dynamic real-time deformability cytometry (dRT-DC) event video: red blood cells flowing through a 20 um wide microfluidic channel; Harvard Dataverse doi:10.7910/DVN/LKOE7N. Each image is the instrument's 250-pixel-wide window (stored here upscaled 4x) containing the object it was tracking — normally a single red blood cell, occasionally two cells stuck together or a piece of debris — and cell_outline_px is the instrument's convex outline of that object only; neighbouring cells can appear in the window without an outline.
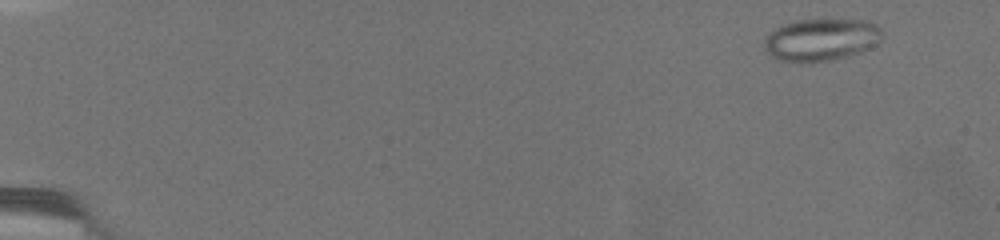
{"species": "common noctule bat (a hibernating species)", "species_latin": "Nyctalus noctula", "temperature_condition": "warm", "stored_images_in_passage": 40, "camera_frame_rate_fps": 3000, "um_per_image_px": 0.085, "animal": {"sex": "female", "body_mass_g": 19.5, "forearm_length_mm": 54.1}, "frame": {"image": 1, "passage_image": 7, "time_ms": 2.0, "image_size_px": [1000, 240], "cell_outline_px": [[884, 32], [880, 40], [868, 48], [860, 52], [848, 56], [808, 64], [780, 60], [768, 56], [764, 48], [764, 40], [776, 28], [784, 24], [800, 20], [868, 20], [876, 24]], "centroid_in_image_um": [69.79, 3.39], "position_along_channel_um": 15.2, "area_um2": 29.13}}
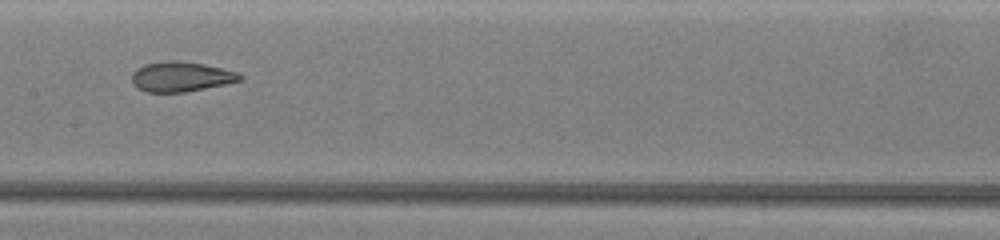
{"frame": {"image": 2, "passage_image": 30, "time_ms": 13.333, "image_size_px": [1000, 240], "cell_outline_px": [[244, 80], [184, 92], [144, 92], [136, 88], [132, 80], [132, 72], [136, 68], [144, 64], [164, 60], [180, 60], [204, 64], [236, 72], [244, 76]], "centroid_in_image_um": [15.35, 6.51], "position_along_channel_um": 192.1, "area_um2": 19.02}}
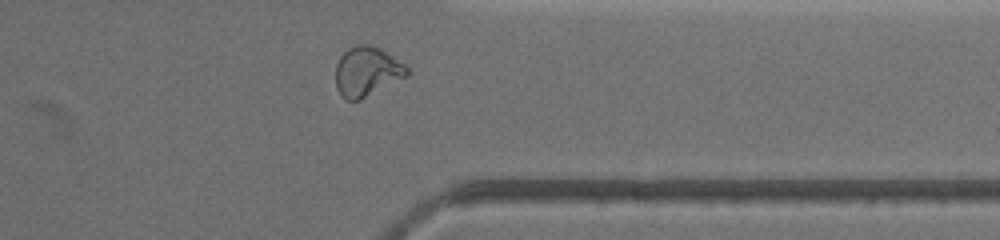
{"frame": {"image": 3, "passage_image": 38, "time_ms": 19.667, "image_size_px": [1000, 240], "cell_outline_px": [[408, 76], [360, 100], [348, 100], [336, 88], [336, 64], [340, 56], [348, 48], [356, 44], [368, 44], [380, 48], [404, 64], [408, 68]], "centroid_in_image_um": [31.19, 6.07], "position_along_channel_um": 380.2, "area_um2": 20.52}, "authors_computed_cell_mechanics": {"area_um2": 27.0215, "velocity_mm_per_s": 3.0147, "shape_relaxation_time_tau1_ms": null, "shape_relaxation_time_tau2_ms": 1.1279, "deformation_change_tau1": null, "deformation_change_tau2": 0.0715}}